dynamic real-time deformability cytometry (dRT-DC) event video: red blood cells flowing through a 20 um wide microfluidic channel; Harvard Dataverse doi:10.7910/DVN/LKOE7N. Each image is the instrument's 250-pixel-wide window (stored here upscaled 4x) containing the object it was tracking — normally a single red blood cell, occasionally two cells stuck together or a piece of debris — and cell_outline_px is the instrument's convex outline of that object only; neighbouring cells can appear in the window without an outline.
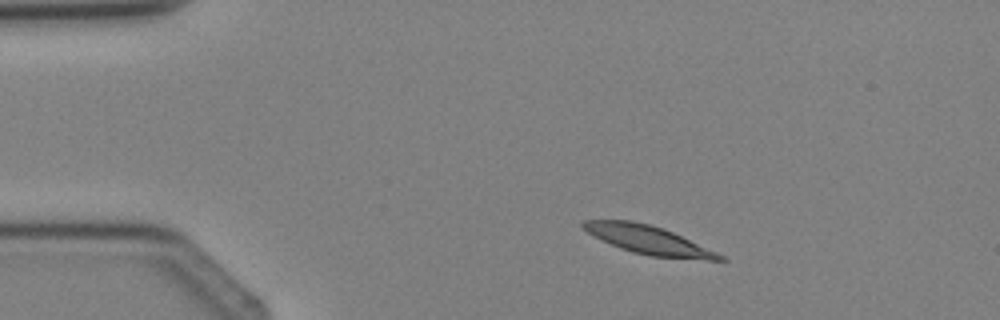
{"species": "Egyptian fruit bat (a non-hibernating species)", "species_latin": "Rousettus aegyptiacus", "temperature_condition": "cold", "stored_images_in_passage": 2, "camera_frame_rate_fps": 3000, "um_per_image_px": 0.085, "animal": {"sex": "female"}, "frame": {"image": 1, "passage_image": 1, "time_ms": 0.0, "image_size_px": [1000, 320], "cell_outline_px": [[728, 260], [708, 260], [648, 256], [632, 252], [620, 248], [588, 232], [580, 224], [584, 220], [632, 220], [664, 228], [716, 252], [724, 256]], "centroid_in_image_um": [55.13, 20.39], "position_along_channel_um": 29.9, "area_um2": 22.31}}